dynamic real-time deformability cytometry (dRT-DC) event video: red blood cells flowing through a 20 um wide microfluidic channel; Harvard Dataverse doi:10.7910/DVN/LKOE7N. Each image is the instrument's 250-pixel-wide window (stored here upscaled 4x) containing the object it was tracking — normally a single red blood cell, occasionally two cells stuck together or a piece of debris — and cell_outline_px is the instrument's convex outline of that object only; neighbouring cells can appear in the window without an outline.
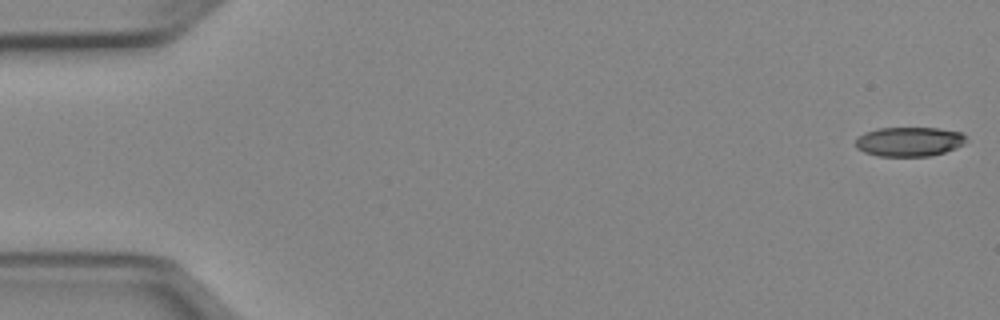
{"species": "Egyptian fruit bat (a non-hibernating species)", "species_latin": "Rousettus aegyptiacus", "temperature_condition": "cold", "stored_images_in_passage": 51, "camera_frame_rate_fps": 3000, "um_per_image_px": 0.085, "animal": {"sex": "female"}, "frame": {"image": 1, "passage_image": 1, "time_ms": 0.0, "image_size_px": [1000, 320], "cell_outline_px": [[964, 144], [956, 148], [944, 152], [928, 156], [880, 156], [864, 152], [856, 148], [856, 140], [864, 132], [876, 128], [940, 128], [960, 132], [964, 136]], "centroid_in_image_um": [77.26, 12.03], "position_along_channel_um": 7.7, "area_um2": 18.84}}
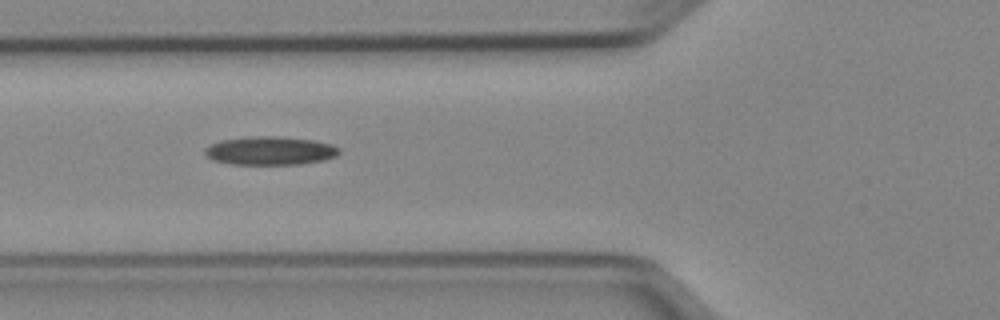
{"frame": {"image": 2, "passage_image": 19, "time_ms": 6.0, "image_size_px": [1000, 320], "cell_outline_px": [[340, 152], [336, 156], [324, 160], [300, 164], [232, 164], [212, 160], [204, 152], [204, 148], [220, 140], [248, 136], [276, 136], [312, 140], [332, 144], [340, 148]], "centroid_in_image_um": [22.96, 12.81], "position_along_channel_um": 102.8, "area_um2": 22.31}}
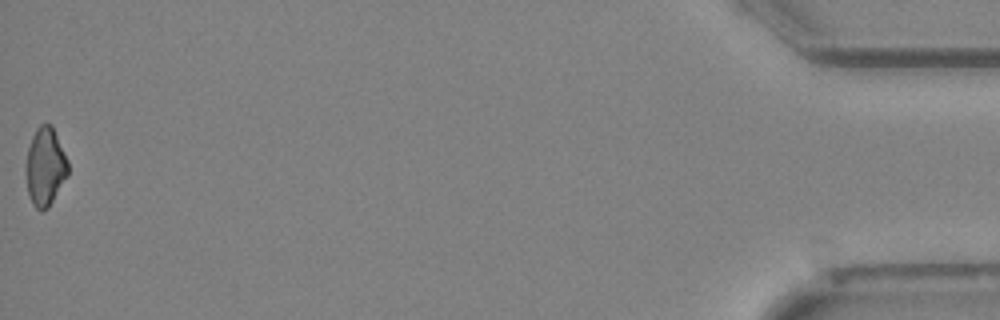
{"frame": {"image": 3, "passage_image": 51, "time_ms": 16.667, "image_size_px": [1000, 320], "cell_outline_px": [[68, 176], [48, 208], [40, 212], [32, 204], [28, 192], [28, 148], [32, 136], [36, 128], [40, 124], [52, 124], [68, 160]], "centroid_in_image_um": [3.89, 14.17], "position_along_channel_um": 431.3, "area_um2": 18.9}}